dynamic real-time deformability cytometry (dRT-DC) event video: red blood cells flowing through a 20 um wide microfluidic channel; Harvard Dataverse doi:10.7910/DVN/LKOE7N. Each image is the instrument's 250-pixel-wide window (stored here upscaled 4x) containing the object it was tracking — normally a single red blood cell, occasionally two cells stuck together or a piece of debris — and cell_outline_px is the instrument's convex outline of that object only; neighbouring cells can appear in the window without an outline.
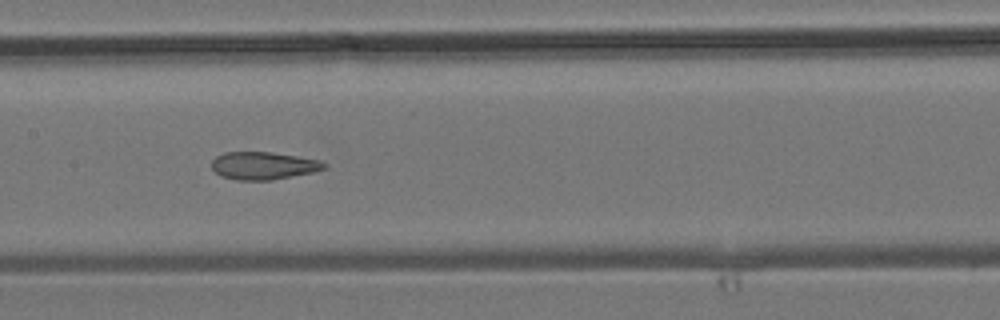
{"species": "common noctule bat (a hibernating species)", "species_latin": "Nyctalus noctula", "temperature_condition": "room temperature", "stored_images_in_passage": 8, "camera_frame_rate_fps": 3000, "um_per_image_px": 0.085, "animal": {"sex": "male", "body_mass_g": 19.2, "forearm_length_mm": 51.8}, "frame": {"image": 1, "passage_image": 7, "time_ms": 7.0, "image_size_px": [1000, 320], "cell_outline_px": [[328, 168], [312, 172], [272, 180], [236, 180], [220, 176], [212, 168], [212, 160], [216, 156], [224, 152], [272, 152], [320, 160], [328, 164]], "centroid_in_image_um": [22.4, 14.08], "position_along_channel_um": 185.0, "area_um2": 18.21}}
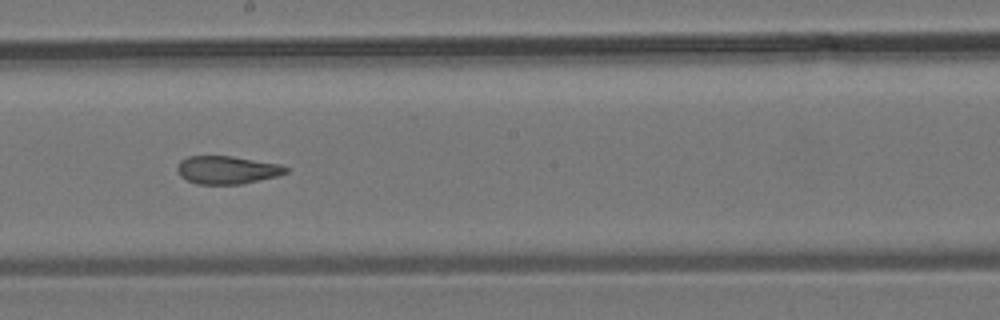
{"frame": {"image": 2, "passage_image": 8, "time_ms": 8.0, "image_size_px": [1000, 320], "cell_outline_px": [[288, 172], [276, 176], [240, 184], [196, 184], [180, 176], [176, 172], [176, 168], [180, 160], [188, 156], [232, 156], [280, 164], [288, 168]], "centroid_in_image_um": [19.26, 14.44], "position_along_channel_um": 228.9, "area_um2": 17.69}}